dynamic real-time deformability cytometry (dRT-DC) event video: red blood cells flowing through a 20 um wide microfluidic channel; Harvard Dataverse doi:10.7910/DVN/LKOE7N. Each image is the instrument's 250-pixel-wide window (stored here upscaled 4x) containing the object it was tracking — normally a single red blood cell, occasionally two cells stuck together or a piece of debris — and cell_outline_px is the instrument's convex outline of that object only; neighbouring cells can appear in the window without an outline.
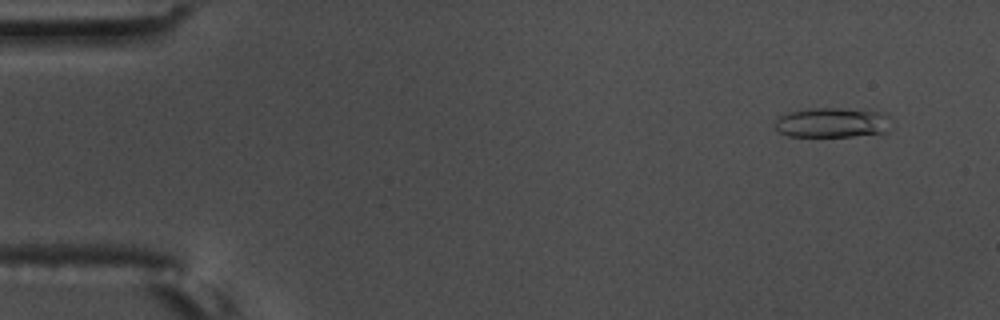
{"species": "common noctule bat (a hibernating species)", "species_latin": "Nyctalus noctula", "temperature_condition": "warm", "stored_images_in_passage": 20, "camera_frame_rate_fps": 3000, "um_per_image_px": 0.085, "animal": {"sex": "male", "body_mass_g": 17.5, "forearm_length_mm": 52.3}, "frame": {"image": 1, "passage_image": 1, "time_ms": 0.0, "image_size_px": [1000, 320], "cell_outline_px": [[892, 128], [888, 132], [852, 136], [788, 136], [780, 132], [776, 128], [776, 120], [780, 116], [788, 112], [804, 108], [836, 108], [880, 112], [888, 116]], "centroid_in_image_um": [70.75, 10.42], "position_along_channel_um": 14.2, "area_um2": 20.23}}